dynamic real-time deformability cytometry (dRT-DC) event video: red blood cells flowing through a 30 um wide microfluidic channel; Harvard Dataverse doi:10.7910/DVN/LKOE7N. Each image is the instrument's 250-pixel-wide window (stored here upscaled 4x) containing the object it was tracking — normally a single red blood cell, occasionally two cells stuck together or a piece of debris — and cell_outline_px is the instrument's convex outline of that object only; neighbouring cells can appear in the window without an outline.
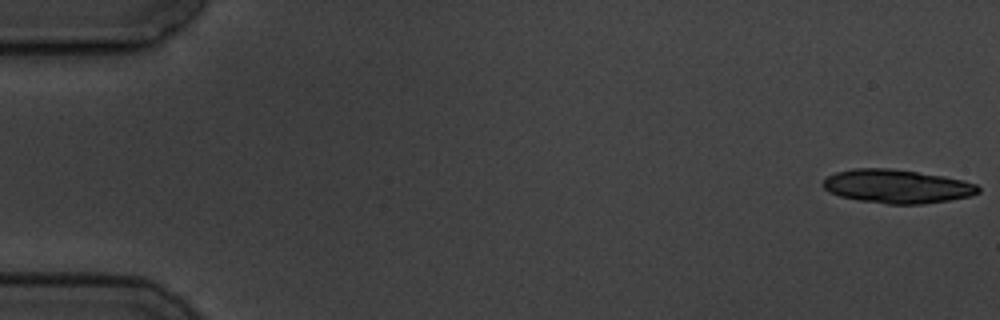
{"species": "common noctule bat (a hibernating species)", "species_latin": "Nyctalus noctula", "temperature_condition": "cold", "stored_images_in_passage": 12, "camera_frame_rate_fps": 3000, "um_per_image_px": 0.085, "animal": {"sex": "male", "body_mass_g": 19.5, "forearm_length_mm": 54.6}, "frame": {"image": 1, "passage_image": 1, "time_ms": 0.0, "image_size_px": [1000, 320], "cell_outline_px": [[980, 192], [972, 196], [924, 204], [888, 204], [860, 200], [840, 196], [828, 192], [820, 184], [828, 176], [836, 172], [856, 168], [888, 168], [944, 176], [976, 184], [980, 188]], "centroid_in_image_um": [76.23, 15.84], "position_along_channel_um": 8.8, "area_um2": 30.35}}
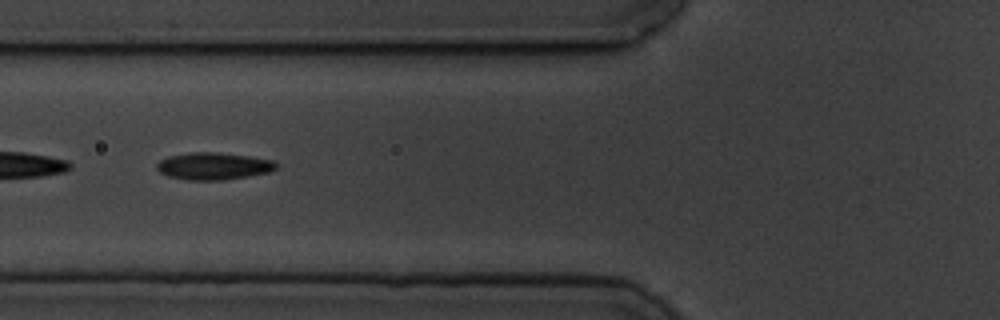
{"frame": {"image": 2, "passage_image": 6, "time_ms": 7.0, "image_size_px": [1000, 320], "cell_outline_px": [[280, 164], [276, 168], [268, 172], [248, 176], [220, 180], [188, 180], [168, 176], [160, 172], [156, 168], [156, 164], [160, 160], [168, 156], [192, 152], [212, 152], [248, 156], [272, 160]], "centroid_in_image_um": [18.13, 14.12], "position_along_channel_um": 107.7, "area_um2": 18.79}}
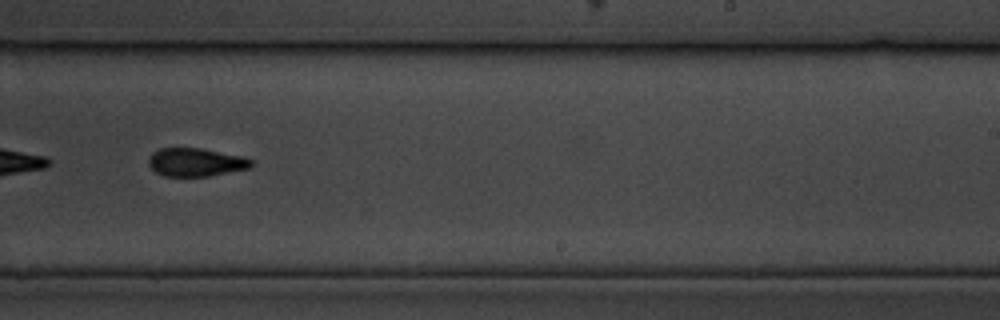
{"frame": {"image": 3, "passage_image": 10, "time_ms": 11.667, "image_size_px": [1000, 320], "cell_outline_px": [[252, 164], [248, 168], [208, 176], [164, 176], [156, 172], [148, 164], [148, 160], [152, 152], [160, 148], [200, 148], [244, 156], [252, 160]], "centroid_in_image_um": [16.62, 13.78], "position_along_channel_um": 272.4, "area_um2": 16.82}}